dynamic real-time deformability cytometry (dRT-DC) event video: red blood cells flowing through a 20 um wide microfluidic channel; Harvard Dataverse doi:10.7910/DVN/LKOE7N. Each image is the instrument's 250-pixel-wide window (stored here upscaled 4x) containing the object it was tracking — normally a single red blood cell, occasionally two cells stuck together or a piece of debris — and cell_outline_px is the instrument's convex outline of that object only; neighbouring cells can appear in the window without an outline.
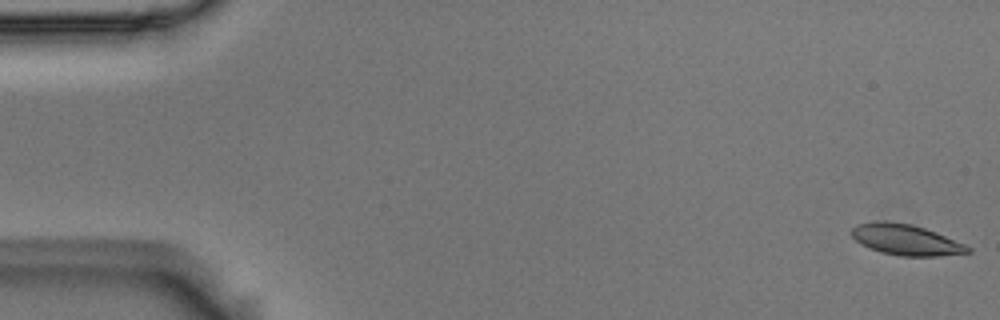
{"species": "Egyptian fruit bat (a non-hibernating species)", "species_latin": "Rousettus aegyptiacus", "temperature_condition": "room temperature", "stored_images_in_passage": 55, "camera_frame_rate_fps": 3000, "um_per_image_px": 0.085, "animal": {"sex": "male"}, "frame": {"image": 1, "passage_image": 1, "time_ms": 0.0, "image_size_px": [1000, 320], "cell_outline_px": [[972, 252], [936, 256], [900, 256], [880, 252], [868, 248], [860, 244], [852, 236], [852, 228], [856, 224], [876, 220], [888, 220], [912, 224], [936, 232], [964, 244], [972, 248]], "centroid_in_image_um": [76.96, 20.36], "position_along_channel_um": 8.0, "area_um2": 21.04}}
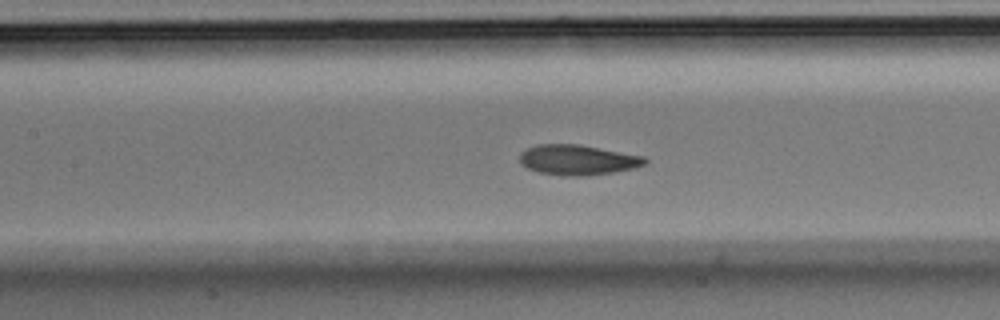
{"frame": {"image": 2, "passage_image": 25, "time_ms": 8.0, "image_size_px": [1000, 320], "cell_outline_px": [[648, 160], [644, 164], [636, 168], [588, 176], [564, 176], [540, 172], [528, 168], [520, 164], [520, 152], [536, 144], [580, 144], [644, 156]], "centroid_in_image_um": [49.11, 13.59], "position_along_channel_um": 158.3, "area_um2": 22.14}}
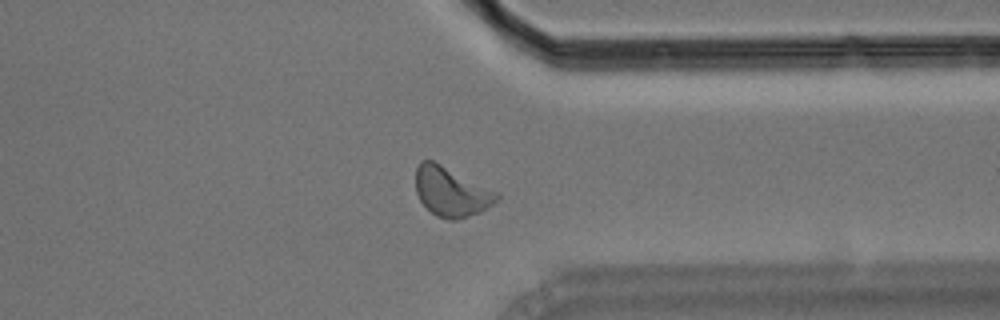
{"frame": {"image": 3, "passage_image": 43, "time_ms": 14.0, "image_size_px": [1000, 320], "cell_outline_px": [[500, 196], [492, 204], [480, 212], [456, 220], [448, 220], [436, 216], [420, 200], [416, 192], [416, 168], [420, 160], [432, 160], [500, 192]], "centroid_in_image_um": [38.36, 16.29], "position_along_channel_um": 373.0, "area_um2": 23.29}, "authors_computed_cell_mechanics": {"area_um2": 21.7906, "velocity_mm_per_s": 3.6275, "shape_relaxation_time_tau1_ms": 3.9555, "shape_relaxation_time_tau2_ms": 4.4735, "deformation_change_tau1": 0.1443, "deformation_change_tau2": 0.0698}}